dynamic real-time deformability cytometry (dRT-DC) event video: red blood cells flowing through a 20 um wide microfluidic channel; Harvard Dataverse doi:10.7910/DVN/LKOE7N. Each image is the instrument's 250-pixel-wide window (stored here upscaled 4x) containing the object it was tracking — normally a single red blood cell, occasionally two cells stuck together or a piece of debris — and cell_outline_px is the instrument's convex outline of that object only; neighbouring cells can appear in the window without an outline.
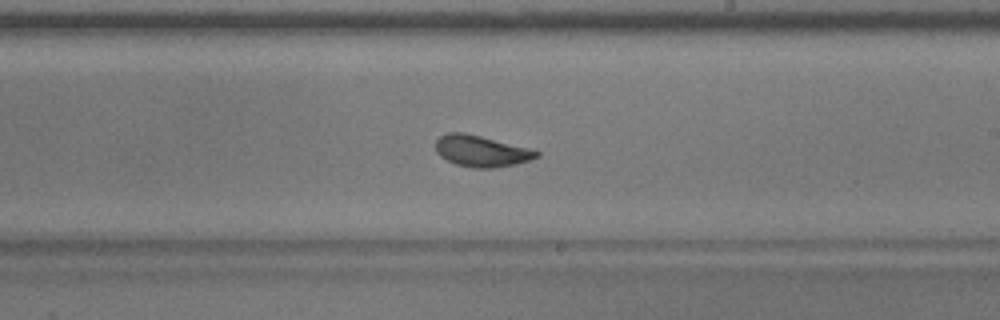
{"species": "common noctule bat (a hibernating species)", "species_latin": "Nyctalus noctula", "temperature_condition": "warm", "stored_images_in_passage": 55, "camera_frame_rate_fps": 3000, "um_per_image_px": 0.085, "animal": {"sex": "male", "body_mass_g": 17.9}, "frame": {"image": 1, "passage_image": 32, "time_ms": 10.333, "image_size_px": [1000, 320], "cell_outline_px": [[540, 156], [516, 164], [492, 168], [476, 168], [456, 164], [440, 156], [436, 152], [436, 140], [440, 136], [448, 132], [464, 132], [528, 148], [540, 152]], "centroid_in_image_um": [40.89, 12.84], "position_along_channel_um": 248.1, "area_um2": 18.15}, "authors_computed_cell_mechanics": {"area_um2": 18.6116, "velocity_mm_per_s": 3.6661, "shape_relaxation_time_tau1_ms": 3.7529, "shape_relaxation_time_tau2_ms": 1.3097, "deformation_change_tau1": 0.1556, "deformation_change_tau2": 0.0765}}